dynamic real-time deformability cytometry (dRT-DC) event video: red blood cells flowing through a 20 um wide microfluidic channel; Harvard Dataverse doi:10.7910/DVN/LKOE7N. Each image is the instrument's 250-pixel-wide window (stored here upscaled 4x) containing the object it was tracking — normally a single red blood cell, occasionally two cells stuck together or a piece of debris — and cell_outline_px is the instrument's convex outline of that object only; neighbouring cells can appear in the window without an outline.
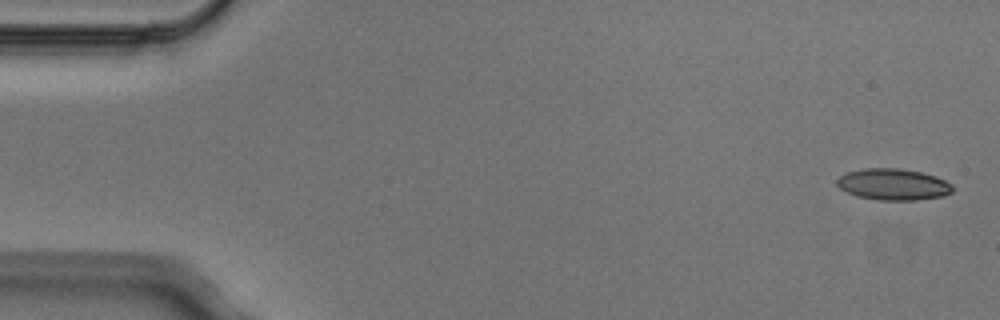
{"species": "Egyptian fruit bat (a non-hibernating species)", "species_latin": "Rousettus aegyptiacus", "temperature_condition": "cold", "stored_images_in_passage": 5, "camera_frame_rate_fps": 3000, "um_per_image_px": 0.085, "animal": {"sex": "male"}, "frame": {"image": 1, "passage_image": 1, "time_ms": 0.0, "image_size_px": [1000, 320], "cell_outline_px": [[952, 192], [944, 196], [916, 200], [880, 200], [856, 196], [840, 188], [836, 184], [836, 180], [840, 176], [848, 172], [864, 168], [900, 168], [920, 172], [936, 176], [952, 184]], "centroid_in_image_um": [75.93, 15.67], "position_along_channel_um": 9.1, "area_um2": 21.15}}
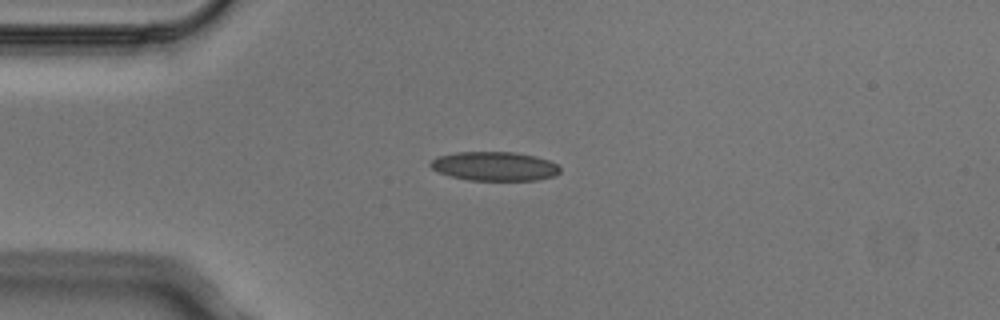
{"frame": {"image": 2, "passage_image": 4, "time_ms": 1.0, "image_size_px": [1000, 320], "cell_outline_px": [[560, 172], [556, 176], [536, 180], [468, 180], [448, 176], [432, 168], [428, 164], [436, 156], [456, 152], [516, 152], [536, 156], [548, 160], [556, 164], [560, 168]], "centroid_in_image_um": [42.03, 14.13], "position_along_channel_um": 43.0, "area_um2": 22.08}}
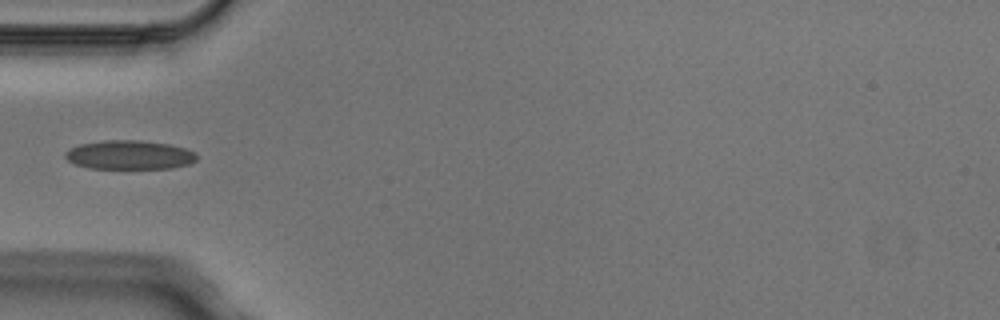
{"frame": {"image": 3, "passage_image": 5, "time_ms": 1.333, "image_size_px": [1000, 320], "cell_outline_px": [[196, 160], [188, 164], [172, 168], [88, 168], [76, 164], [68, 160], [64, 156], [64, 152], [68, 148], [80, 144], [104, 140], [140, 140], [168, 144], [184, 148], [196, 152]], "centroid_in_image_um": [10.97, 13.16], "position_along_channel_um": 74.0, "area_um2": 22.2}}